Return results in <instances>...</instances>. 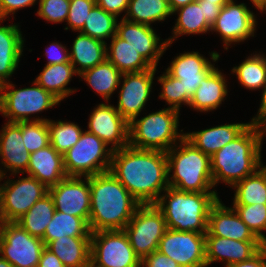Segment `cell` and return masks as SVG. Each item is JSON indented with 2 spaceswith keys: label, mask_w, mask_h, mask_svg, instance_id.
<instances>
[{
  "label": "cell",
  "mask_w": 266,
  "mask_h": 267,
  "mask_svg": "<svg viewBox=\"0 0 266 267\" xmlns=\"http://www.w3.org/2000/svg\"><path fill=\"white\" fill-rule=\"evenodd\" d=\"M110 172L140 204H155L169 187L165 152L131 146L112 153Z\"/></svg>",
  "instance_id": "6da1fadb"
},
{
  "label": "cell",
  "mask_w": 266,
  "mask_h": 267,
  "mask_svg": "<svg viewBox=\"0 0 266 267\" xmlns=\"http://www.w3.org/2000/svg\"><path fill=\"white\" fill-rule=\"evenodd\" d=\"M91 233L123 230L140 203L109 171L89 176Z\"/></svg>",
  "instance_id": "7a4b0ae2"
},
{
  "label": "cell",
  "mask_w": 266,
  "mask_h": 267,
  "mask_svg": "<svg viewBox=\"0 0 266 267\" xmlns=\"http://www.w3.org/2000/svg\"><path fill=\"white\" fill-rule=\"evenodd\" d=\"M262 137L258 124H250L232 142L211 156L213 185L221 181L234 186L263 166Z\"/></svg>",
  "instance_id": "3957f363"
},
{
  "label": "cell",
  "mask_w": 266,
  "mask_h": 267,
  "mask_svg": "<svg viewBox=\"0 0 266 267\" xmlns=\"http://www.w3.org/2000/svg\"><path fill=\"white\" fill-rule=\"evenodd\" d=\"M155 205L163 213L167 229L184 232H207L211 207L218 201L217 192H186L168 187Z\"/></svg>",
  "instance_id": "277c9868"
},
{
  "label": "cell",
  "mask_w": 266,
  "mask_h": 267,
  "mask_svg": "<svg viewBox=\"0 0 266 267\" xmlns=\"http://www.w3.org/2000/svg\"><path fill=\"white\" fill-rule=\"evenodd\" d=\"M178 143L166 152L169 187L186 192H217L211 191V157L185 137Z\"/></svg>",
  "instance_id": "5b68a950"
},
{
  "label": "cell",
  "mask_w": 266,
  "mask_h": 267,
  "mask_svg": "<svg viewBox=\"0 0 266 267\" xmlns=\"http://www.w3.org/2000/svg\"><path fill=\"white\" fill-rule=\"evenodd\" d=\"M180 111L167 107L129 123V146L167 152L184 137L178 132Z\"/></svg>",
  "instance_id": "8992f818"
},
{
  "label": "cell",
  "mask_w": 266,
  "mask_h": 267,
  "mask_svg": "<svg viewBox=\"0 0 266 267\" xmlns=\"http://www.w3.org/2000/svg\"><path fill=\"white\" fill-rule=\"evenodd\" d=\"M33 87L15 89V85L10 82L3 84L0 97V112L7 122L18 123L26 121H48L47 118H32V114H37L43 110L53 108L60 101L50 92L43 89L35 81Z\"/></svg>",
  "instance_id": "52a82bcc"
},
{
  "label": "cell",
  "mask_w": 266,
  "mask_h": 267,
  "mask_svg": "<svg viewBox=\"0 0 266 267\" xmlns=\"http://www.w3.org/2000/svg\"><path fill=\"white\" fill-rule=\"evenodd\" d=\"M113 150L87 130L78 142L63 154L67 176L88 177L110 170Z\"/></svg>",
  "instance_id": "ba28073f"
},
{
  "label": "cell",
  "mask_w": 266,
  "mask_h": 267,
  "mask_svg": "<svg viewBox=\"0 0 266 267\" xmlns=\"http://www.w3.org/2000/svg\"><path fill=\"white\" fill-rule=\"evenodd\" d=\"M123 230L142 261L158 249L167 225L163 213L155 204H140Z\"/></svg>",
  "instance_id": "9c48e42d"
},
{
  "label": "cell",
  "mask_w": 266,
  "mask_h": 267,
  "mask_svg": "<svg viewBox=\"0 0 266 267\" xmlns=\"http://www.w3.org/2000/svg\"><path fill=\"white\" fill-rule=\"evenodd\" d=\"M41 238L30 235L16 222H0V254L14 267H37L42 250Z\"/></svg>",
  "instance_id": "30bf717a"
},
{
  "label": "cell",
  "mask_w": 266,
  "mask_h": 267,
  "mask_svg": "<svg viewBox=\"0 0 266 267\" xmlns=\"http://www.w3.org/2000/svg\"><path fill=\"white\" fill-rule=\"evenodd\" d=\"M47 193L48 188L33 176L7 179L0 193V222H16Z\"/></svg>",
  "instance_id": "8fae6325"
},
{
  "label": "cell",
  "mask_w": 266,
  "mask_h": 267,
  "mask_svg": "<svg viewBox=\"0 0 266 267\" xmlns=\"http://www.w3.org/2000/svg\"><path fill=\"white\" fill-rule=\"evenodd\" d=\"M90 259L101 267H141L124 230L91 233Z\"/></svg>",
  "instance_id": "7c38bea8"
},
{
  "label": "cell",
  "mask_w": 266,
  "mask_h": 267,
  "mask_svg": "<svg viewBox=\"0 0 266 267\" xmlns=\"http://www.w3.org/2000/svg\"><path fill=\"white\" fill-rule=\"evenodd\" d=\"M157 250L181 267H207L205 234L167 229Z\"/></svg>",
  "instance_id": "4fadbf2b"
},
{
  "label": "cell",
  "mask_w": 266,
  "mask_h": 267,
  "mask_svg": "<svg viewBox=\"0 0 266 267\" xmlns=\"http://www.w3.org/2000/svg\"><path fill=\"white\" fill-rule=\"evenodd\" d=\"M256 20L255 14L245 3L236 4L234 0H230L221 8L216 22L211 26V31L221 35L227 50L232 43L254 37Z\"/></svg>",
  "instance_id": "5bb4252c"
},
{
  "label": "cell",
  "mask_w": 266,
  "mask_h": 267,
  "mask_svg": "<svg viewBox=\"0 0 266 267\" xmlns=\"http://www.w3.org/2000/svg\"><path fill=\"white\" fill-rule=\"evenodd\" d=\"M67 176L48 188L55 209L68 215L78 216L89 223L90 186L89 176Z\"/></svg>",
  "instance_id": "9a60e30c"
},
{
  "label": "cell",
  "mask_w": 266,
  "mask_h": 267,
  "mask_svg": "<svg viewBox=\"0 0 266 267\" xmlns=\"http://www.w3.org/2000/svg\"><path fill=\"white\" fill-rule=\"evenodd\" d=\"M156 68L132 73H123V84L118 96V106L115 107L119 114L130 123L138 117L152 91V84Z\"/></svg>",
  "instance_id": "2e32d148"
},
{
  "label": "cell",
  "mask_w": 266,
  "mask_h": 267,
  "mask_svg": "<svg viewBox=\"0 0 266 267\" xmlns=\"http://www.w3.org/2000/svg\"><path fill=\"white\" fill-rule=\"evenodd\" d=\"M88 132L95 134L113 151L129 145V123L119 114L114 105L100 103L90 115Z\"/></svg>",
  "instance_id": "e0dca14e"
},
{
  "label": "cell",
  "mask_w": 266,
  "mask_h": 267,
  "mask_svg": "<svg viewBox=\"0 0 266 267\" xmlns=\"http://www.w3.org/2000/svg\"><path fill=\"white\" fill-rule=\"evenodd\" d=\"M116 34L131 45L153 68H157L164 51L171 45L166 40L161 42L152 26L123 18L117 23Z\"/></svg>",
  "instance_id": "ac0fdd59"
},
{
  "label": "cell",
  "mask_w": 266,
  "mask_h": 267,
  "mask_svg": "<svg viewBox=\"0 0 266 267\" xmlns=\"http://www.w3.org/2000/svg\"><path fill=\"white\" fill-rule=\"evenodd\" d=\"M214 64L199 52H185L176 56L165 70L179 79L183 87V105H188L194 92L199 88L203 78L213 69Z\"/></svg>",
  "instance_id": "d6986e66"
},
{
  "label": "cell",
  "mask_w": 266,
  "mask_h": 267,
  "mask_svg": "<svg viewBox=\"0 0 266 267\" xmlns=\"http://www.w3.org/2000/svg\"><path fill=\"white\" fill-rule=\"evenodd\" d=\"M265 244L261 241H239L218 236H205L207 267L217 261L225 267L253 257Z\"/></svg>",
  "instance_id": "ffe728a7"
},
{
  "label": "cell",
  "mask_w": 266,
  "mask_h": 267,
  "mask_svg": "<svg viewBox=\"0 0 266 267\" xmlns=\"http://www.w3.org/2000/svg\"><path fill=\"white\" fill-rule=\"evenodd\" d=\"M220 198L211 207L205 236H218L239 241H260L240 219L233 207H226Z\"/></svg>",
  "instance_id": "44dd1931"
},
{
  "label": "cell",
  "mask_w": 266,
  "mask_h": 267,
  "mask_svg": "<svg viewBox=\"0 0 266 267\" xmlns=\"http://www.w3.org/2000/svg\"><path fill=\"white\" fill-rule=\"evenodd\" d=\"M0 159L11 175L26 173L30 153L23 143L22 129L17 123L7 122L0 131Z\"/></svg>",
  "instance_id": "7402d4cb"
},
{
  "label": "cell",
  "mask_w": 266,
  "mask_h": 267,
  "mask_svg": "<svg viewBox=\"0 0 266 267\" xmlns=\"http://www.w3.org/2000/svg\"><path fill=\"white\" fill-rule=\"evenodd\" d=\"M26 173L35 177L47 188L56 185L67 177L63 165V155L51 145L30 154Z\"/></svg>",
  "instance_id": "603a6c76"
},
{
  "label": "cell",
  "mask_w": 266,
  "mask_h": 267,
  "mask_svg": "<svg viewBox=\"0 0 266 267\" xmlns=\"http://www.w3.org/2000/svg\"><path fill=\"white\" fill-rule=\"evenodd\" d=\"M249 124L250 122L218 125L197 132L184 133V137L211 157L226 144L232 142Z\"/></svg>",
  "instance_id": "cb8c5ba5"
},
{
  "label": "cell",
  "mask_w": 266,
  "mask_h": 267,
  "mask_svg": "<svg viewBox=\"0 0 266 267\" xmlns=\"http://www.w3.org/2000/svg\"><path fill=\"white\" fill-rule=\"evenodd\" d=\"M4 19H0V22ZM17 24L0 25V81L4 84L15 72L23 54L24 37Z\"/></svg>",
  "instance_id": "d4e9b609"
},
{
  "label": "cell",
  "mask_w": 266,
  "mask_h": 267,
  "mask_svg": "<svg viewBox=\"0 0 266 267\" xmlns=\"http://www.w3.org/2000/svg\"><path fill=\"white\" fill-rule=\"evenodd\" d=\"M227 81L218 68H214L200 83L194 92L189 107L200 112L216 110L225 100L228 89Z\"/></svg>",
  "instance_id": "484cf974"
},
{
  "label": "cell",
  "mask_w": 266,
  "mask_h": 267,
  "mask_svg": "<svg viewBox=\"0 0 266 267\" xmlns=\"http://www.w3.org/2000/svg\"><path fill=\"white\" fill-rule=\"evenodd\" d=\"M106 44L79 32L69 52L70 62L78 75L106 59ZM77 64L80 66L76 67Z\"/></svg>",
  "instance_id": "4316f807"
},
{
  "label": "cell",
  "mask_w": 266,
  "mask_h": 267,
  "mask_svg": "<svg viewBox=\"0 0 266 267\" xmlns=\"http://www.w3.org/2000/svg\"><path fill=\"white\" fill-rule=\"evenodd\" d=\"M65 267H83L90 260L91 237L63 236L46 246Z\"/></svg>",
  "instance_id": "83f0119b"
},
{
  "label": "cell",
  "mask_w": 266,
  "mask_h": 267,
  "mask_svg": "<svg viewBox=\"0 0 266 267\" xmlns=\"http://www.w3.org/2000/svg\"><path fill=\"white\" fill-rule=\"evenodd\" d=\"M73 75L78 74L71 62H64L61 64L45 65L34 81L61 102L64 98L77 91L76 89L66 87Z\"/></svg>",
  "instance_id": "f1b7e54d"
},
{
  "label": "cell",
  "mask_w": 266,
  "mask_h": 267,
  "mask_svg": "<svg viewBox=\"0 0 266 267\" xmlns=\"http://www.w3.org/2000/svg\"><path fill=\"white\" fill-rule=\"evenodd\" d=\"M111 40L109 47L106 46V59L122 74L140 72L152 68L131 45L121 39L117 34Z\"/></svg>",
  "instance_id": "f546056e"
},
{
  "label": "cell",
  "mask_w": 266,
  "mask_h": 267,
  "mask_svg": "<svg viewBox=\"0 0 266 267\" xmlns=\"http://www.w3.org/2000/svg\"><path fill=\"white\" fill-rule=\"evenodd\" d=\"M78 76L84 79L106 102H109L108 100L118 88L122 79V73L108 59L91 69L85 70Z\"/></svg>",
  "instance_id": "4dcf8cb0"
},
{
  "label": "cell",
  "mask_w": 266,
  "mask_h": 267,
  "mask_svg": "<svg viewBox=\"0 0 266 267\" xmlns=\"http://www.w3.org/2000/svg\"><path fill=\"white\" fill-rule=\"evenodd\" d=\"M174 13H178V18L173 28V36L165 39L168 44H172L180 35L202 34L211 31V26L204 17L203 5H200L197 0L178 8L172 12V14Z\"/></svg>",
  "instance_id": "1f68e13d"
},
{
  "label": "cell",
  "mask_w": 266,
  "mask_h": 267,
  "mask_svg": "<svg viewBox=\"0 0 266 267\" xmlns=\"http://www.w3.org/2000/svg\"><path fill=\"white\" fill-rule=\"evenodd\" d=\"M63 236L91 237L89 223L81 217L56 210L42 240L46 246L49 242L63 238Z\"/></svg>",
  "instance_id": "d6a6232c"
},
{
  "label": "cell",
  "mask_w": 266,
  "mask_h": 267,
  "mask_svg": "<svg viewBox=\"0 0 266 267\" xmlns=\"http://www.w3.org/2000/svg\"><path fill=\"white\" fill-rule=\"evenodd\" d=\"M167 0H129L123 19L151 26L156 21H164L171 16Z\"/></svg>",
  "instance_id": "836d02e7"
},
{
  "label": "cell",
  "mask_w": 266,
  "mask_h": 267,
  "mask_svg": "<svg viewBox=\"0 0 266 267\" xmlns=\"http://www.w3.org/2000/svg\"><path fill=\"white\" fill-rule=\"evenodd\" d=\"M56 209L49 192L16 221L30 235L43 238Z\"/></svg>",
  "instance_id": "e575fe53"
},
{
  "label": "cell",
  "mask_w": 266,
  "mask_h": 267,
  "mask_svg": "<svg viewBox=\"0 0 266 267\" xmlns=\"http://www.w3.org/2000/svg\"><path fill=\"white\" fill-rule=\"evenodd\" d=\"M233 205L266 204V165L237 182Z\"/></svg>",
  "instance_id": "d590c367"
},
{
  "label": "cell",
  "mask_w": 266,
  "mask_h": 267,
  "mask_svg": "<svg viewBox=\"0 0 266 267\" xmlns=\"http://www.w3.org/2000/svg\"><path fill=\"white\" fill-rule=\"evenodd\" d=\"M246 89L259 90L266 83V56L260 53L248 56L231 70Z\"/></svg>",
  "instance_id": "8d00e7d4"
},
{
  "label": "cell",
  "mask_w": 266,
  "mask_h": 267,
  "mask_svg": "<svg viewBox=\"0 0 266 267\" xmlns=\"http://www.w3.org/2000/svg\"><path fill=\"white\" fill-rule=\"evenodd\" d=\"M117 19L114 14L95 5L88 14L80 33L105 42V39L112 38L116 34Z\"/></svg>",
  "instance_id": "74e56055"
},
{
  "label": "cell",
  "mask_w": 266,
  "mask_h": 267,
  "mask_svg": "<svg viewBox=\"0 0 266 267\" xmlns=\"http://www.w3.org/2000/svg\"><path fill=\"white\" fill-rule=\"evenodd\" d=\"M47 123L50 145L62 155L78 142L83 133L79 125L73 122L48 120Z\"/></svg>",
  "instance_id": "f35d334b"
},
{
  "label": "cell",
  "mask_w": 266,
  "mask_h": 267,
  "mask_svg": "<svg viewBox=\"0 0 266 267\" xmlns=\"http://www.w3.org/2000/svg\"><path fill=\"white\" fill-rule=\"evenodd\" d=\"M240 219L249 227L253 234L266 245V204L233 205Z\"/></svg>",
  "instance_id": "ab89813d"
},
{
  "label": "cell",
  "mask_w": 266,
  "mask_h": 267,
  "mask_svg": "<svg viewBox=\"0 0 266 267\" xmlns=\"http://www.w3.org/2000/svg\"><path fill=\"white\" fill-rule=\"evenodd\" d=\"M17 124L22 129L23 143L30 154L50 145L46 121H26Z\"/></svg>",
  "instance_id": "60d3db41"
},
{
  "label": "cell",
  "mask_w": 266,
  "mask_h": 267,
  "mask_svg": "<svg viewBox=\"0 0 266 267\" xmlns=\"http://www.w3.org/2000/svg\"><path fill=\"white\" fill-rule=\"evenodd\" d=\"M158 82L162 86L159 98L165 100L170 108L180 111L183 104V87L179 79L171 76L167 71L158 77Z\"/></svg>",
  "instance_id": "b9f144b4"
},
{
  "label": "cell",
  "mask_w": 266,
  "mask_h": 267,
  "mask_svg": "<svg viewBox=\"0 0 266 267\" xmlns=\"http://www.w3.org/2000/svg\"><path fill=\"white\" fill-rule=\"evenodd\" d=\"M36 15L47 22L60 23L68 18L70 0H39Z\"/></svg>",
  "instance_id": "7bdbcfd3"
},
{
  "label": "cell",
  "mask_w": 266,
  "mask_h": 267,
  "mask_svg": "<svg viewBox=\"0 0 266 267\" xmlns=\"http://www.w3.org/2000/svg\"><path fill=\"white\" fill-rule=\"evenodd\" d=\"M95 5V0H70L69 13L66 20L68 26L65 27V30L71 28L73 31L80 32L84 27L88 14Z\"/></svg>",
  "instance_id": "ee69618b"
},
{
  "label": "cell",
  "mask_w": 266,
  "mask_h": 267,
  "mask_svg": "<svg viewBox=\"0 0 266 267\" xmlns=\"http://www.w3.org/2000/svg\"><path fill=\"white\" fill-rule=\"evenodd\" d=\"M48 56V62L46 65L61 64L64 62H70V53L66 46H63L59 42H52L51 45L46 49Z\"/></svg>",
  "instance_id": "f6af8a7d"
},
{
  "label": "cell",
  "mask_w": 266,
  "mask_h": 267,
  "mask_svg": "<svg viewBox=\"0 0 266 267\" xmlns=\"http://www.w3.org/2000/svg\"><path fill=\"white\" fill-rule=\"evenodd\" d=\"M141 267H181L173 259L160 253L158 250L152 252L141 261Z\"/></svg>",
  "instance_id": "bcb514c9"
},
{
  "label": "cell",
  "mask_w": 266,
  "mask_h": 267,
  "mask_svg": "<svg viewBox=\"0 0 266 267\" xmlns=\"http://www.w3.org/2000/svg\"><path fill=\"white\" fill-rule=\"evenodd\" d=\"M38 0H0V19L14 15L21 8L35 5Z\"/></svg>",
  "instance_id": "7dc6e473"
},
{
  "label": "cell",
  "mask_w": 266,
  "mask_h": 267,
  "mask_svg": "<svg viewBox=\"0 0 266 267\" xmlns=\"http://www.w3.org/2000/svg\"><path fill=\"white\" fill-rule=\"evenodd\" d=\"M96 5L100 6L106 12L114 14L116 17L120 13L127 11L129 0H95Z\"/></svg>",
  "instance_id": "c3c4849f"
},
{
  "label": "cell",
  "mask_w": 266,
  "mask_h": 267,
  "mask_svg": "<svg viewBox=\"0 0 266 267\" xmlns=\"http://www.w3.org/2000/svg\"><path fill=\"white\" fill-rule=\"evenodd\" d=\"M228 267H266V245H264L253 257Z\"/></svg>",
  "instance_id": "681fc988"
},
{
  "label": "cell",
  "mask_w": 266,
  "mask_h": 267,
  "mask_svg": "<svg viewBox=\"0 0 266 267\" xmlns=\"http://www.w3.org/2000/svg\"><path fill=\"white\" fill-rule=\"evenodd\" d=\"M200 5H203V12L206 22L212 26L224 5H217L215 3L206 2V0H197Z\"/></svg>",
  "instance_id": "f907efd6"
},
{
  "label": "cell",
  "mask_w": 266,
  "mask_h": 267,
  "mask_svg": "<svg viewBox=\"0 0 266 267\" xmlns=\"http://www.w3.org/2000/svg\"><path fill=\"white\" fill-rule=\"evenodd\" d=\"M37 267H65L61 260L46 247L42 250Z\"/></svg>",
  "instance_id": "816d5d0a"
},
{
  "label": "cell",
  "mask_w": 266,
  "mask_h": 267,
  "mask_svg": "<svg viewBox=\"0 0 266 267\" xmlns=\"http://www.w3.org/2000/svg\"><path fill=\"white\" fill-rule=\"evenodd\" d=\"M262 90L260 108L257 112V116L252 118V120L250 121L256 124L266 115V83L262 87Z\"/></svg>",
  "instance_id": "f5cc1de1"
},
{
  "label": "cell",
  "mask_w": 266,
  "mask_h": 267,
  "mask_svg": "<svg viewBox=\"0 0 266 267\" xmlns=\"http://www.w3.org/2000/svg\"><path fill=\"white\" fill-rule=\"evenodd\" d=\"M196 1V0H169V8L171 12L177 10L178 8H181L187 4H190L191 2Z\"/></svg>",
  "instance_id": "db71d44e"
},
{
  "label": "cell",
  "mask_w": 266,
  "mask_h": 267,
  "mask_svg": "<svg viewBox=\"0 0 266 267\" xmlns=\"http://www.w3.org/2000/svg\"><path fill=\"white\" fill-rule=\"evenodd\" d=\"M261 132V137L263 140L264 135H266V115L257 123Z\"/></svg>",
  "instance_id": "11a10c76"
},
{
  "label": "cell",
  "mask_w": 266,
  "mask_h": 267,
  "mask_svg": "<svg viewBox=\"0 0 266 267\" xmlns=\"http://www.w3.org/2000/svg\"><path fill=\"white\" fill-rule=\"evenodd\" d=\"M254 6L262 13L263 11H266V0H259Z\"/></svg>",
  "instance_id": "9f6ffc18"
},
{
  "label": "cell",
  "mask_w": 266,
  "mask_h": 267,
  "mask_svg": "<svg viewBox=\"0 0 266 267\" xmlns=\"http://www.w3.org/2000/svg\"><path fill=\"white\" fill-rule=\"evenodd\" d=\"M0 267H14L6 259L0 256Z\"/></svg>",
  "instance_id": "6f0895ef"
},
{
  "label": "cell",
  "mask_w": 266,
  "mask_h": 267,
  "mask_svg": "<svg viewBox=\"0 0 266 267\" xmlns=\"http://www.w3.org/2000/svg\"><path fill=\"white\" fill-rule=\"evenodd\" d=\"M230 0H206V2L210 3H215L217 5H225L229 2Z\"/></svg>",
  "instance_id": "680465c9"
},
{
  "label": "cell",
  "mask_w": 266,
  "mask_h": 267,
  "mask_svg": "<svg viewBox=\"0 0 266 267\" xmlns=\"http://www.w3.org/2000/svg\"><path fill=\"white\" fill-rule=\"evenodd\" d=\"M83 267H101L93 262L91 259Z\"/></svg>",
  "instance_id": "91938a15"
},
{
  "label": "cell",
  "mask_w": 266,
  "mask_h": 267,
  "mask_svg": "<svg viewBox=\"0 0 266 267\" xmlns=\"http://www.w3.org/2000/svg\"><path fill=\"white\" fill-rule=\"evenodd\" d=\"M5 170H1V168H0V182L3 180V178H5V176H6V172L7 171H5ZM1 188H2V184H0V193H1Z\"/></svg>",
  "instance_id": "94428289"
},
{
  "label": "cell",
  "mask_w": 266,
  "mask_h": 267,
  "mask_svg": "<svg viewBox=\"0 0 266 267\" xmlns=\"http://www.w3.org/2000/svg\"><path fill=\"white\" fill-rule=\"evenodd\" d=\"M2 89H3V83L0 81V97H1Z\"/></svg>",
  "instance_id": "6125c7cd"
},
{
  "label": "cell",
  "mask_w": 266,
  "mask_h": 267,
  "mask_svg": "<svg viewBox=\"0 0 266 267\" xmlns=\"http://www.w3.org/2000/svg\"><path fill=\"white\" fill-rule=\"evenodd\" d=\"M253 5H255L259 0H250Z\"/></svg>",
  "instance_id": "be15d7a7"
}]
</instances>
